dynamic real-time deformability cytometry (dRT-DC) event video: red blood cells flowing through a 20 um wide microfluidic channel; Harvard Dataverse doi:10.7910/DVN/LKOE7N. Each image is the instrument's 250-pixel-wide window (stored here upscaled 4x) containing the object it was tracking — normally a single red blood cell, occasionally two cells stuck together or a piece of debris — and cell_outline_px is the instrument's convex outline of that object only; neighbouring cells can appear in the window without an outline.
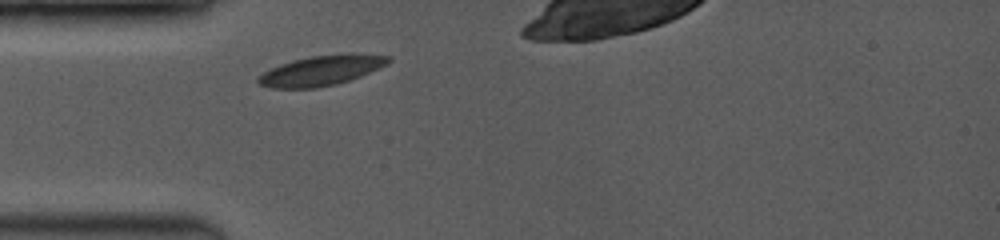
{"species": "common noctule bat (a hibernating species)", "species_latin": "Nyctalus noctula", "temperature_condition": "room temperature", "stored_images_in_passage": 30, "camera_frame_rate_fps": 3500, "um_per_image_px": 0.085, "animal": {"sex": "female", "body_mass_g": 19.0, "forearm_length_mm": 53.3}, "frame": {"image": 1, "passage_image": 1, "time_ms": 0.0, "image_size_px": [1000, 240], "cell_outline_px": [[392, 60], [360, 76], [336, 84], [316, 88], [272, 88], [260, 84], [256, 80], [264, 72], [280, 64], [292, 60], [312, 56], [348, 52], [352, 52], [388, 56]], "centroid_in_image_um": [27.3, 5.97], "position_along_channel_um": 57.7, "area_um2": 22.54}}
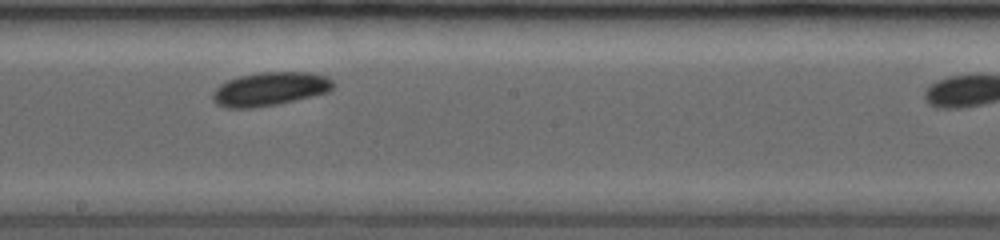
{"frame": {"image": 2, "passage_image": 16, "time_ms": 4.286, "image_size_px": [1000, 240], "cell_outline_px": [[332, 88], [328, 92], [312, 96], [276, 104], [252, 108], [228, 108], [216, 104], [212, 96], [212, 92], [220, 84], [228, 80], [240, 76], [260, 72], [308, 72], [328, 76], [332, 80]], "centroid_in_image_um": [22.93, 7.56], "position_along_channel_um": 225.3, "area_um2": 23.47}}
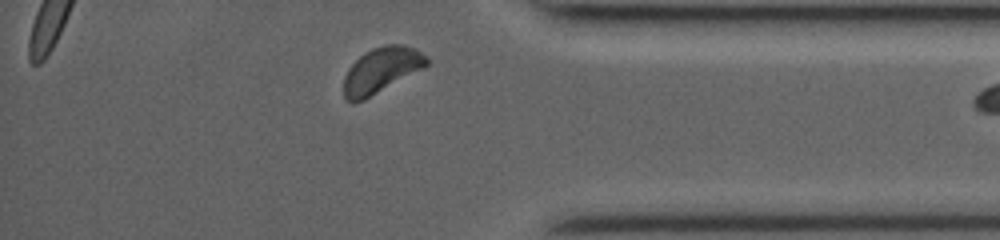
{"frame": {"image": 3, "passage_image": 29, "time_ms": 8.857, "image_size_px": [1000, 240], "cell_outline_px": [[428, 64], [364, 100], [352, 104], [344, 96], [344, 76], [348, 68], [364, 52], [372, 48], [384, 44], [400, 44], [412, 48], [428, 56]], "centroid_in_image_um": [32.36, 5.96], "position_along_channel_um": 402.8, "area_um2": 21.56}}